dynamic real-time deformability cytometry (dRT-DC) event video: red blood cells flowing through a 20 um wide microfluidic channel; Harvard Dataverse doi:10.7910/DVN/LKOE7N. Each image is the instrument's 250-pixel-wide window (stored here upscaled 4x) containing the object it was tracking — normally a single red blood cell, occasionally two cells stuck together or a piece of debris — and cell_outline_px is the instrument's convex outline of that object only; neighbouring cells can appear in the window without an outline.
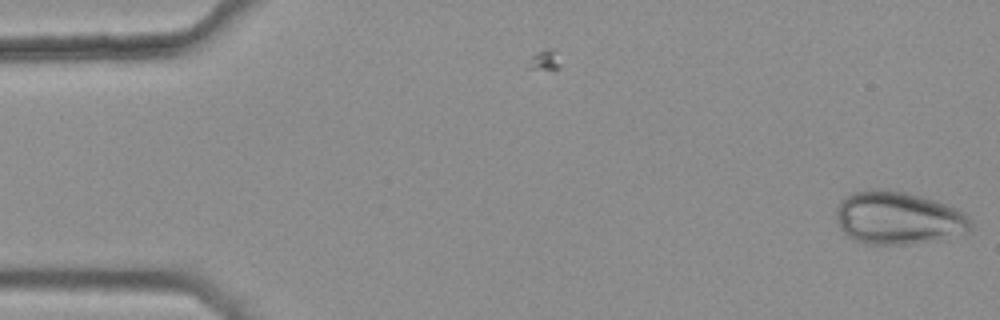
{"species": "common noctule bat (a hibernating species)", "species_latin": "Nyctalus noctula", "temperature_condition": "warm", "stored_images_in_passage": 5, "camera_frame_rate_fps": 3000, "um_per_image_px": 0.085, "animal": {"sex": "female", "body_mass_g": 25.1}, "frame": {"image": 1, "passage_image": 5, "time_ms": 1.333, "image_size_px": [1000, 320], "cell_outline_px": [[972, 228], [968, 232], [944, 240], [912, 244], [864, 244], [848, 236], [840, 228], [836, 220], [836, 208], [840, 200], [852, 192], [868, 188], [888, 188], [908, 192], [936, 200], [956, 208], [964, 212], [972, 220]], "centroid_in_image_um": [76.37, 18.51], "position_along_channel_um": 8.6, "area_um2": 42.54}}